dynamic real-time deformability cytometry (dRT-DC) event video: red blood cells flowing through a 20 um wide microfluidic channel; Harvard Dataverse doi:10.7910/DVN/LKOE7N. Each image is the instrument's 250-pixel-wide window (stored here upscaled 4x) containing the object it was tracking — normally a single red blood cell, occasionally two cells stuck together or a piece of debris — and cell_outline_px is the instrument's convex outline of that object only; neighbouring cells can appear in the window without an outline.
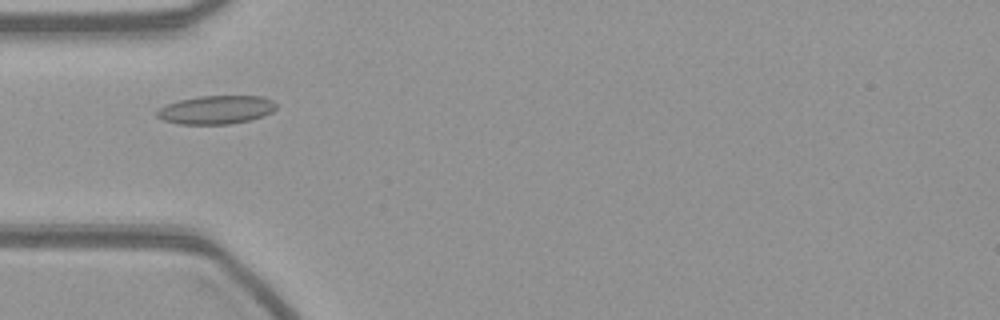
{"species": "common noctule bat (a hibernating species)", "species_latin": "Nyctalus noctula", "temperature_condition": "warm", "stored_images_in_passage": 50, "camera_frame_rate_fps": 3000, "um_per_image_px": 0.085, "animal": {"sex": "female", "body_mass_g": 21.9}, "frame": {"image": 1, "passage_image": 12, "time_ms": 3.667, "image_size_px": [1000, 320], "cell_outline_px": [[276, 108], [272, 112], [264, 116], [252, 120], [228, 124], [180, 124], [164, 120], [156, 116], [156, 112], [160, 108], [168, 104], [180, 100], [200, 96], [264, 96], [272, 100], [276, 104]], "centroid_in_image_um": [18.42, 9.33], "position_along_channel_um": 66.6, "area_um2": 19.77}}
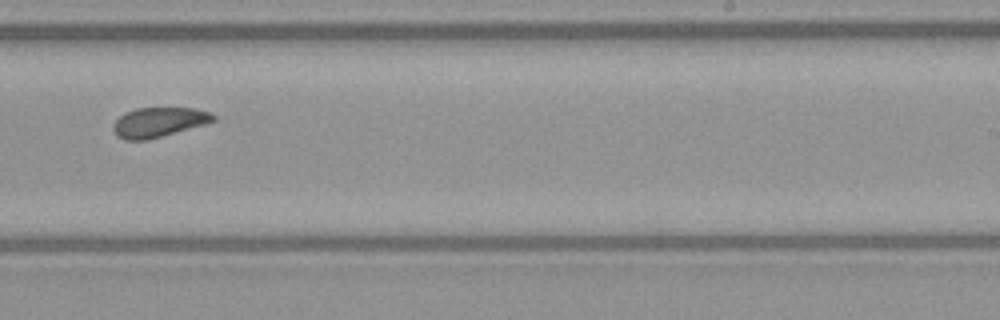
{"frame": {"image": 2, "passage_image": 29, "time_ms": 9.333, "image_size_px": [1000, 320], "cell_outline_px": [[216, 120], [204, 124], [148, 140], [124, 140], [116, 136], [112, 128], [112, 124], [124, 112], [136, 108], [192, 108], [212, 112], [216, 116]], "centroid_in_image_um": [13.46, 10.38], "position_along_channel_um": 275.5, "area_um2": 17.4}}
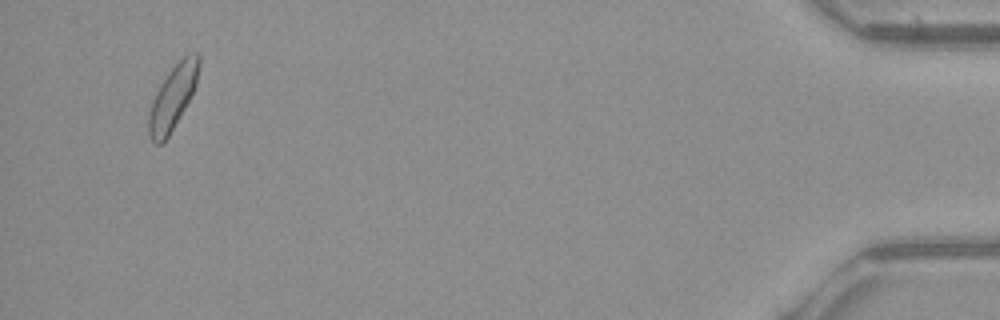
{"frame": {"image": 3, "passage_image": 48, "time_ms": 15.667, "image_size_px": [1000, 320], "cell_outline_px": [[200, 64], [196, 84], [184, 108], [168, 136], [160, 144], [152, 144], [148, 136], [148, 112], [152, 100], [160, 84], [172, 68], [188, 52], [200, 52]], "centroid_in_image_um": [14.67, 8.26], "position_along_channel_um": 420.5, "area_um2": 18.61}}